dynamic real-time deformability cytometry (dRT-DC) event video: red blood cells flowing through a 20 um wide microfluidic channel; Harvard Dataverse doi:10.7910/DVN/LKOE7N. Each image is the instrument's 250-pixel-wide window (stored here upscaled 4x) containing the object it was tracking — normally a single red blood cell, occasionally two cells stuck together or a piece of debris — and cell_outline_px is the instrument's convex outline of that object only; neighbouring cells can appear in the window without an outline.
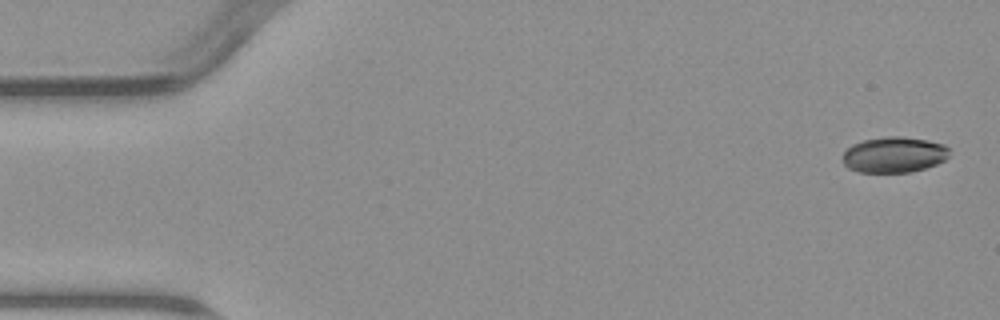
{"species": "common noctule bat (a hibernating species)", "species_latin": "Nyctalus noctula", "temperature_condition": "warm", "stored_images_in_passage": 5, "camera_frame_rate_fps": 3000, "um_per_image_px": 0.085, "animal": {"sex": "male", "body_mass_g": 23.1, "forearm_length_mm": 52.7}, "frame": {"image": 1, "passage_image": 1, "time_ms": 0.0, "image_size_px": [1000, 320], "cell_outline_px": [[948, 156], [944, 160], [936, 164], [924, 168], [908, 172], [860, 172], [848, 168], [844, 164], [844, 152], [852, 144], [864, 140], [884, 136], [904, 136], [928, 140], [944, 144], [948, 148]], "centroid_in_image_um": [76.0, 13.13], "position_along_channel_um": 9.0, "area_um2": 22.14}}
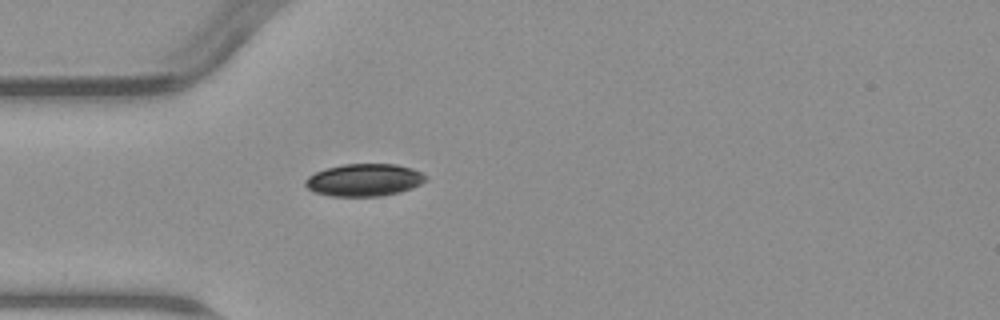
{"frame": {"image": 2, "passage_image": 5, "time_ms": 4.667, "image_size_px": [1000, 320], "cell_outline_px": [[428, 180], [412, 188], [400, 192], [380, 196], [332, 196], [312, 192], [304, 184], [304, 180], [308, 176], [316, 172], [328, 168], [344, 164], [396, 164], [412, 168], [420, 172]], "centroid_in_image_um": [30.94, 15.3], "position_along_channel_um": 54.1, "area_um2": 22.72}}